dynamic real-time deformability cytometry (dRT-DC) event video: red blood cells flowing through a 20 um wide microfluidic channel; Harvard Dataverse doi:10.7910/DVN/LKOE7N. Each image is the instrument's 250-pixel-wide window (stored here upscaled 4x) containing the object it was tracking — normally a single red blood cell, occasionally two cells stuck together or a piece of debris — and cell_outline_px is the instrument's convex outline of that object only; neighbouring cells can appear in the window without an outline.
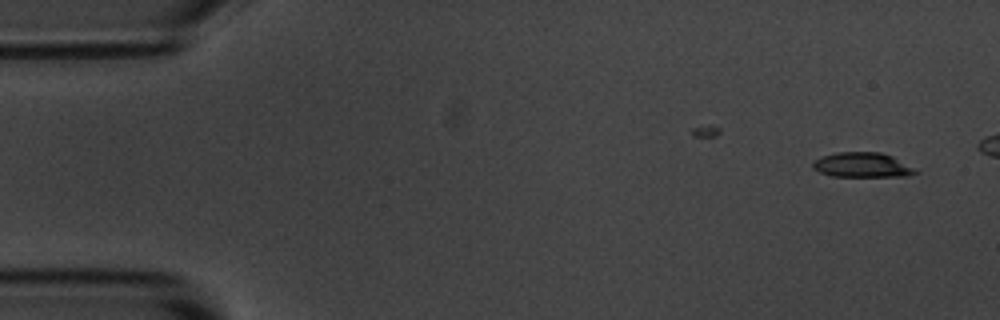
{"species": "common noctule bat (a hibernating species)", "species_latin": "Nyctalus noctula", "temperature_condition": "room temperature", "stored_images_in_passage": 10, "camera_frame_rate_fps": 3000, "um_per_image_px": 0.085, "animal": {"sex": "male", "body_mass_g": 20.1, "forearm_length_mm": 53.5}, "frame": {"image": 1, "passage_image": 1, "time_ms": 0.0, "image_size_px": [1000, 320], "cell_outline_px": [[920, 172], [908, 176], [832, 176], [820, 172], [812, 168], [812, 160], [820, 156], [836, 152], [880, 152], [892, 156]], "centroid_in_image_um": [73.24, 14.01], "position_along_channel_um": 11.8, "area_um2": 14.85}}
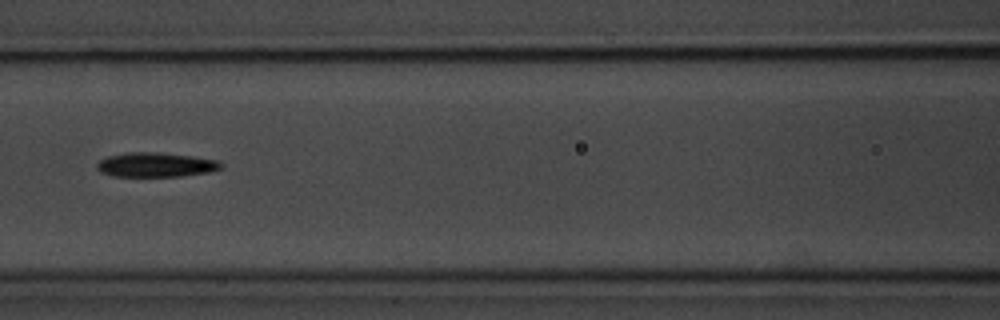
{"frame": {"image": 2, "passage_image": 7, "time_ms": 7.0, "image_size_px": [1000, 320], "cell_outline_px": [[224, 168], [208, 172], [180, 176], [112, 176], [100, 172], [96, 168], [96, 164], [100, 160], [108, 156], [128, 152], [160, 152], [192, 156], [216, 160], [224, 164]], "centroid_in_image_um": [13.24, 14.0], "position_along_channel_um": 153.4, "area_um2": 17.74}}
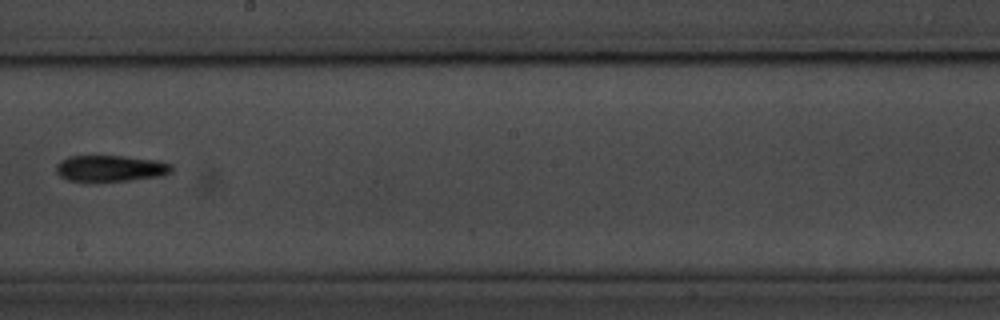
{"frame": {"image": 3, "passage_image": 9, "time_ms": 9.333, "image_size_px": [1000, 320], "cell_outline_px": [[172, 172], [164, 176], [128, 180], [88, 184], [68, 180], [60, 176], [56, 172], [56, 164], [60, 160], [68, 156], [124, 156], [156, 160], [172, 164]], "centroid_in_image_um": [9.35, 14.34], "position_along_channel_um": 238.9, "area_um2": 18.38}}